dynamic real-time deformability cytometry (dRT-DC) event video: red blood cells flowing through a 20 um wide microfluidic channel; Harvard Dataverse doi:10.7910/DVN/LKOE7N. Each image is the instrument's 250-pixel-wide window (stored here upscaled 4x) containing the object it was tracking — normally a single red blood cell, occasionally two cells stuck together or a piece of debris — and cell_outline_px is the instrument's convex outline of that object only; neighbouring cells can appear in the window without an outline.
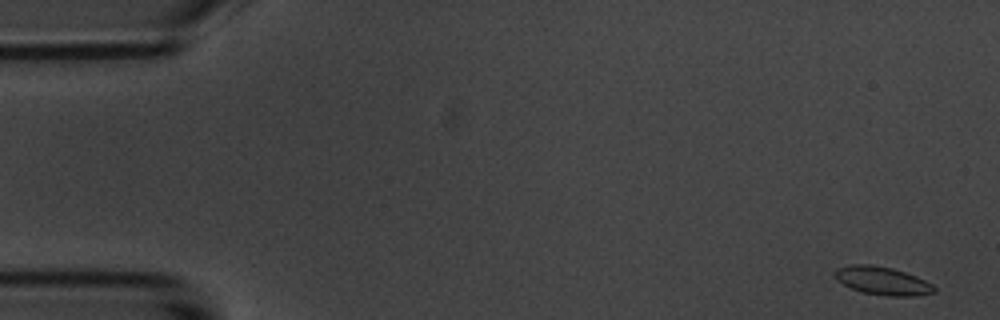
{"species": "common noctule bat (a hibernating species)", "species_latin": "Nyctalus noctula", "temperature_condition": "room temperature", "stored_images_in_passage": 55, "segment_of_instrument_passage": [1, 2], "camera_frame_rate_fps": 3000, "um_per_image_px": 0.085, "animal": {"sex": "male", "body_mass_g": 20.1, "forearm_length_mm": 53.5}, "frame": {"image": 1, "passage_image": 1, "time_ms": 0.0, "image_size_px": [1000, 320], "cell_outline_px": [[936, 292], [916, 296], [888, 296], [864, 292], [852, 288], [836, 280], [832, 272], [836, 268], [848, 264], [872, 264], [892, 268], [916, 276], [932, 284], [936, 288]], "centroid_in_image_um": [74.98, 23.85], "position_along_channel_um": 10.0, "area_um2": 16.42}}
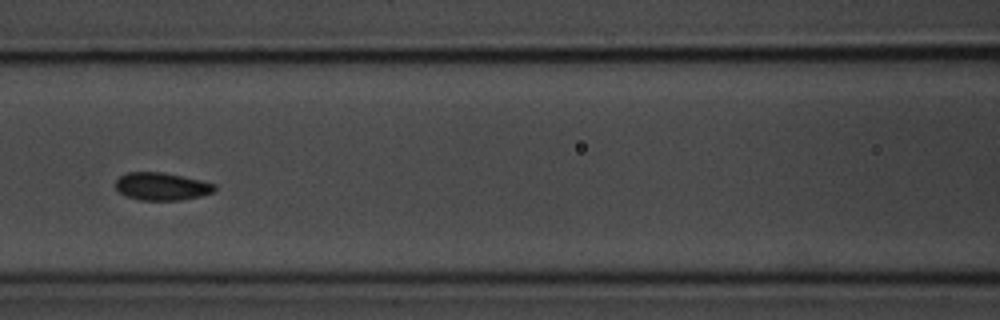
{"frame": {"image": 2, "passage_image": 23, "time_ms": 7.333, "image_size_px": [1000, 320], "cell_outline_px": [[216, 192], [200, 196], [180, 200], [140, 200], [128, 196], [120, 192], [116, 188], [116, 180], [120, 176], [128, 172], [160, 172], [200, 180], [216, 184]], "centroid_in_image_um": [13.77, 15.85], "position_along_channel_um": 152.8, "area_um2": 15.84}}
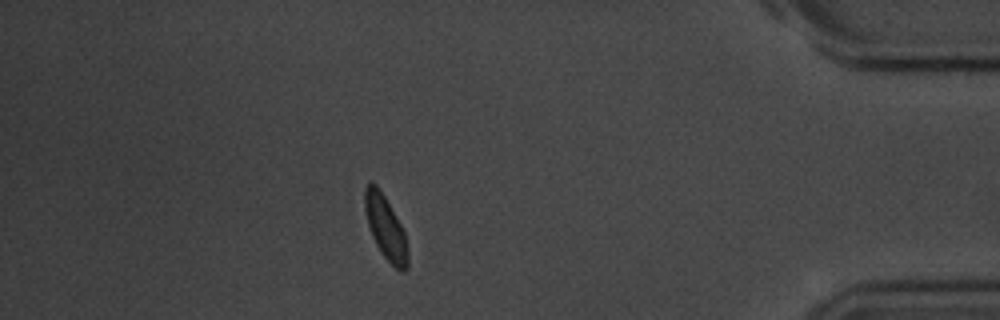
{"frame": {"image": 3, "passage_image": 47, "time_ms": 15.333, "image_size_px": [1000, 320], "cell_outline_px": [[408, 268], [404, 272], [400, 272], [380, 252], [372, 236], [368, 224], [364, 208], [364, 188], [368, 180], [372, 180], [376, 184], [384, 196], [400, 224], [404, 232], [408, 252]], "centroid_in_image_um": [32.75, 19.33], "position_along_channel_um": 402.4, "area_um2": 15.9}}